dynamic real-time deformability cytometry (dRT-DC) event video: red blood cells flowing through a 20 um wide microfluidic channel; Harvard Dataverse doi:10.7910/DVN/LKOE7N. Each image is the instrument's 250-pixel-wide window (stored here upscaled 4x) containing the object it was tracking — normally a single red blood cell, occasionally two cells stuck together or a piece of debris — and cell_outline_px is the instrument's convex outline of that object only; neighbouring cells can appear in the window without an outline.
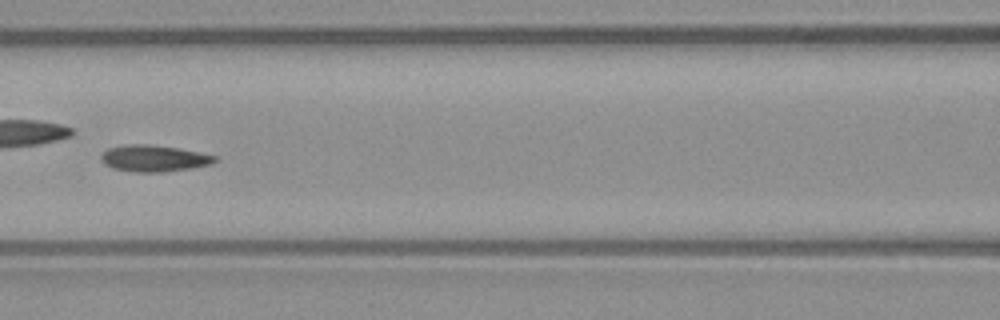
{"species": "common noctule bat (a hibernating species)", "species_latin": "Nyctalus noctula", "temperature_condition": "warm", "stored_images_in_passage": 54, "camera_frame_rate_fps": 3000, "um_per_image_px": 0.085, "animal": {"sex": "male", "body_mass_g": 23.1, "forearm_length_mm": 52.7}, "frame": {"image": 1, "passage_image": 24, "time_ms": 7.667, "image_size_px": [1000, 320], "cell_outline_px": [[216, 160], [212, 164], [192, 168], [160, 172], [136, 172], [112, 168], [104, 164], [100, 160], [100, 156], [108, 148], [124, 144], [148, 144], [180, 148], [200, 152], [216, 156]], "centroid_in_image_um": [13.06, 13.45], "position_along_channel_um": 153.5, "area_um2": 17.69}}
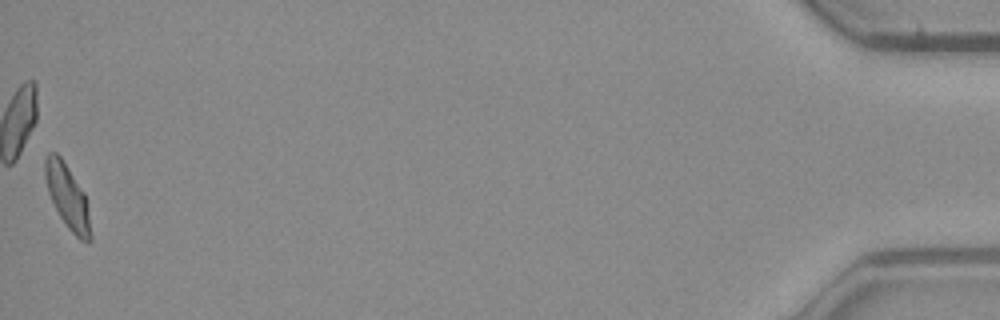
{"frame": {"image": 2, "passage_image": 54, "time_ms": 17.667, "image_size_px": [1000, 320], "cell_outline_px": [[92, 240], [88, 244], [80, 240], [68, 228], [60, 216], [48, 192], [44, 176], [44, 160], [48, 152], [56, 152], [60, 156], [84, 192], [92, 236]], "centroid_in_image_um": [5.73, 16.72], "position_along_channel_um": 429.5, "area_um2": 16.82}, "authors_computed_cell_mechanics": {"area_um2": 16.9643, "velocity_mm_per_s": 3.8339, "shape_relaxation_time_tau1_ms": null, "shape_relaxation_time_tau2_ms": 2.6296, "deformation_change_tau1": null, "deformation_change_tau2": 0.0709}}